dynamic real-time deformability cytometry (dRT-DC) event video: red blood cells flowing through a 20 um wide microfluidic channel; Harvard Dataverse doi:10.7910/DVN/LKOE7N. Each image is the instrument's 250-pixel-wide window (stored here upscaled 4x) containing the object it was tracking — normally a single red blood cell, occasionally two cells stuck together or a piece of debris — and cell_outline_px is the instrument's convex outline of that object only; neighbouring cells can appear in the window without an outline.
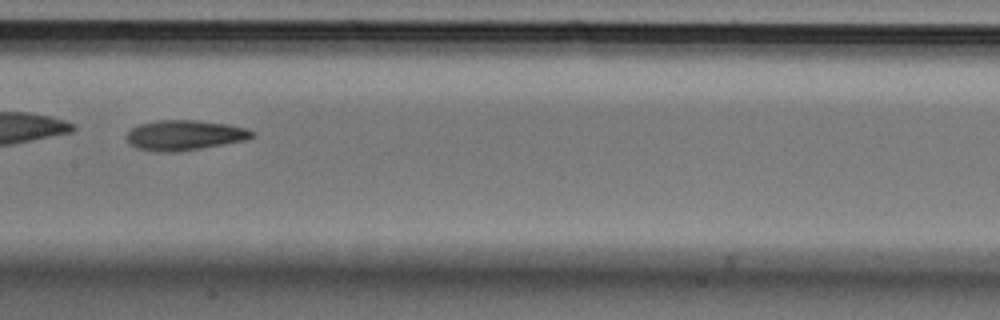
{"species": "Egyptian fruit bat (a non-hibernating species)", "species_latin": "Rousettus aegyptiacus", "temperature_condition": "cold", "stored_images_in_passage": 35, "camera_frame_rate_fps": 3000, "um_per_image_px": 0.085, "animal": {"sex": "male"}, "frame": {"image": 1, "passage_image": 16, "time_ms": 5.0, "image_size_px": [1000, 320], "cell_outline_px": [[256, 136], [244, 140], [224, 144], [176, 152], [156, 152], [136, 148], [124, 136], [132, 128], [140, 124], [156, 120], [196, 120], [228, 124], [244, 128], [256, 132]], "centroid_in_image_um": [15.68, 11.49], "position_along_channel_um": 191.7, "area_um2": 22.02}}